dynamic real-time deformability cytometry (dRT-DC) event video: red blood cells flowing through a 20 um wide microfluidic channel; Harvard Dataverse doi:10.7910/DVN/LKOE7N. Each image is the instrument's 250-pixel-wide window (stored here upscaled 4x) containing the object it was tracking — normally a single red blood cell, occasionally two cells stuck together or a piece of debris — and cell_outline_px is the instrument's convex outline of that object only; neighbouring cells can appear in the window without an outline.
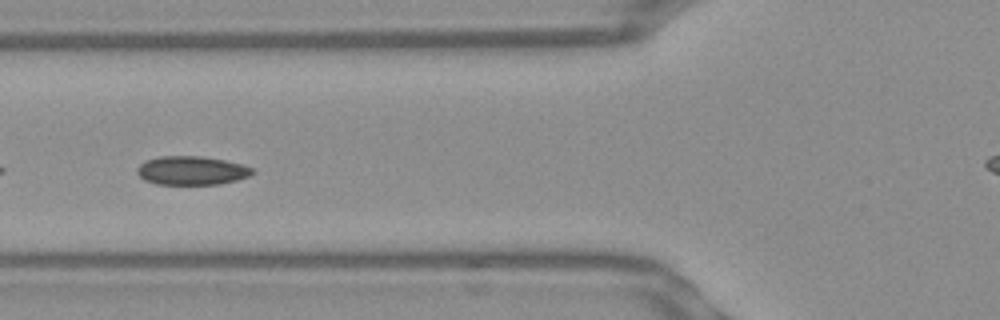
{"species": "Egyptian fruit bat (a non-hibernating species)", "species_latin": "Rousettus aegyptiacus", "temperature_condition": "warm", "stored_images_in_passage": 43, "camera_frame_rate_fps": 3000, "um_per_image_px": 0.085, "frame": {"image": 1, "passage_image": 10, "time_ms": 3.0, "image_size_px": [1000, 320], "cell_outline_px": [[252, 172], [244, 176], [228, 180], [208, 184], [168, 184], [152, 180], [144, 176], [140, 172], [140, 168], [144, 164], [152, 160], [216, 160], [248, 168]], "centroid_in_image_um": [16.31, 14.58], "position_along_channel_um": 109.5, "area_um2": 15.49}}
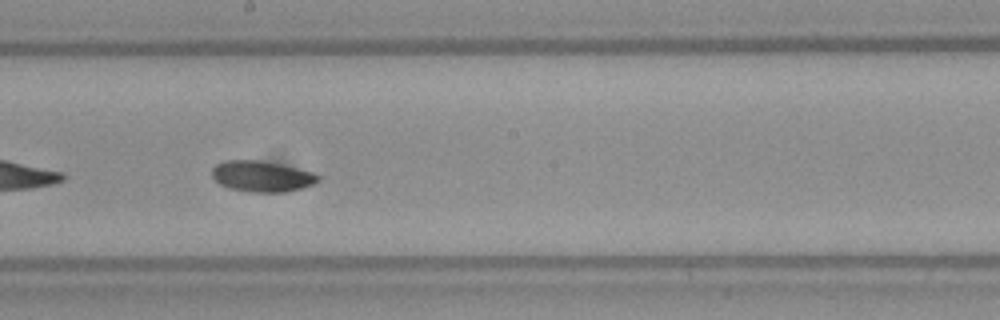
{"frame": {"image": 2, "passage_image": 19, "time_ms": 6.0, "image_size_px": [1000, 320], "cell_outline_px": [[316, 180], [308, 184], [292, 188], [240, 188], [228, 184], [220, 180], [216, 176], [216, 168], [220, 164], [268, 164], [288, 168], [304, 172], [316, 176]], "centroid_in_image_um": [22.3, 14.98], "position_along_channel_um": 225.9, "area_um2": 14.05}}
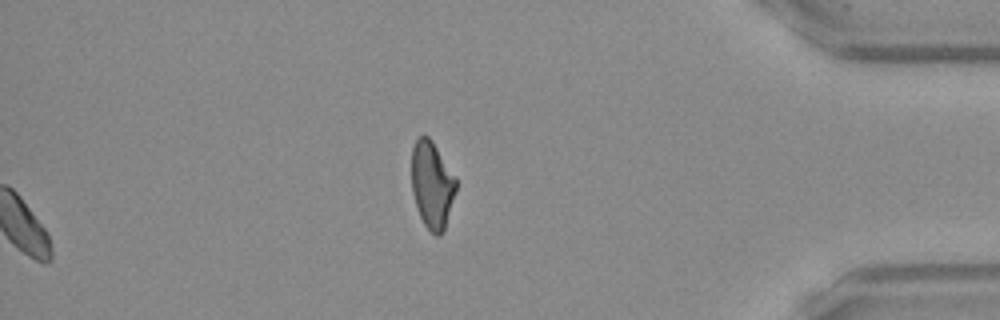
{"frame": {"image": 3, "passage_image": 43, "time_ms": 14.0, "image_size_px": [1000, 320], "cell_outline_px": [[456, 188], [444, 228], [440, 232], [432, 232], [428, 228], [420, 212], [416, 200], [412, 184], [412, 152], [420, 136], [424, 136], [432, 144], [456, 180]], "centroid_in_image_um": [36.72, 15.71], "position_along_channel_um": 398.5, "area_um2": 20.52}}